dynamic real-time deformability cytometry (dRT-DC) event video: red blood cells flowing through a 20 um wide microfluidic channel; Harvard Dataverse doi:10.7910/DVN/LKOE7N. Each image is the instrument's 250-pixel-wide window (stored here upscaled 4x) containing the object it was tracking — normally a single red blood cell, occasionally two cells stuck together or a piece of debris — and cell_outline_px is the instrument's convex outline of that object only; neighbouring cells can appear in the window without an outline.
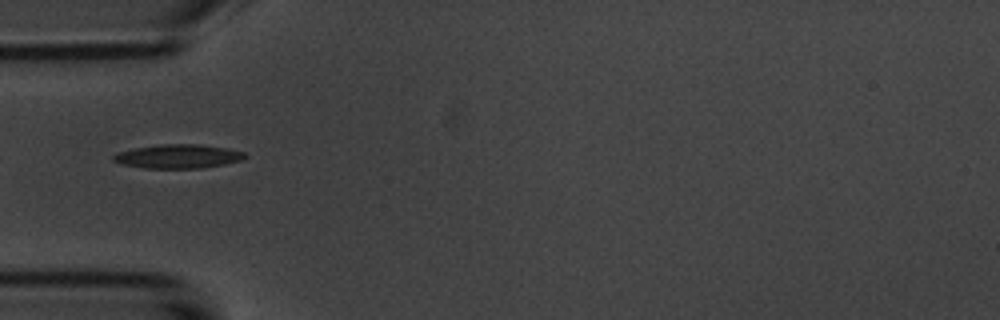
{"species": "common noctule bat (a hibernating species)", "species_latin": "Nyctalus noctula", "temperature_condition": "room temperature", "stored_images_in_passage": 1, "camera_frame_rate_fps": 3000, "um_per_image_px": 0.085, "animal": {"sex": "male", "body_mass_g": 20.1, "forearm_length_mm": 53.5}, "frame": {"image": 1, "passage_image": 1, "time_ms": 0.0, "image_size_px": [1000, 320], "cell_outline_px": [[248, 156], [240, 160], [224, 164], [200, 168], [144, 168], [120, 164], [112, 160], [112, 156], [116, 152], [136, 148], [160, 144], [200, 144], [228, 148], [244, 152]], "centroid_in_image_um": [15.11, 13.28], "position_along_channel_um": 69.9, "area_um2": 18.38}}